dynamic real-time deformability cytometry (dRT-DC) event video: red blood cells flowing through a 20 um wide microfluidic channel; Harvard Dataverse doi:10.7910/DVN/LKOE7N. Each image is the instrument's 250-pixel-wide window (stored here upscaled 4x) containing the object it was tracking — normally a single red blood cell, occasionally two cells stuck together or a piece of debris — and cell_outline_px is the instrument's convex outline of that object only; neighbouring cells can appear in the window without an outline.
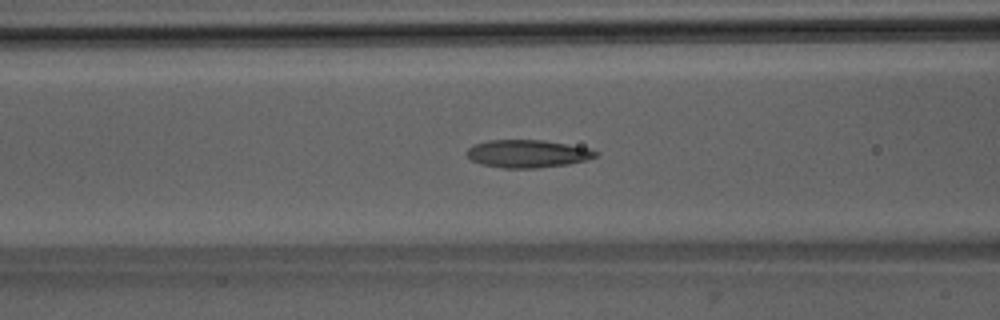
{"species": "Egyptian fruit bat (a non-hibernating species)", "species_latin": "Rousettus aegyptiacus", "temperature_condition": "room temperature", "stored_images_in_passage": 39, "camera_frame_rate_fps": 3000, "um_per_image_px": 0.085, "animal": {"sex": "male"}, "frame": {"image": 1, "passage_image": 8, "time_ms": 2.333, "image_size_px": [1000, 320], "cell_outline_px": [[600, 152], [596, 156], [588, 160], [568, 164], [536, 168], [504, 168], [480, 164], [472, 160], [464, 152], [472, 144], [488, 140], [544, 140], [592, 148]], "centroid_in_image_um": [44.86, 13.06], "position_along_channel_um": 121.7, "area_um2": 21.15}}
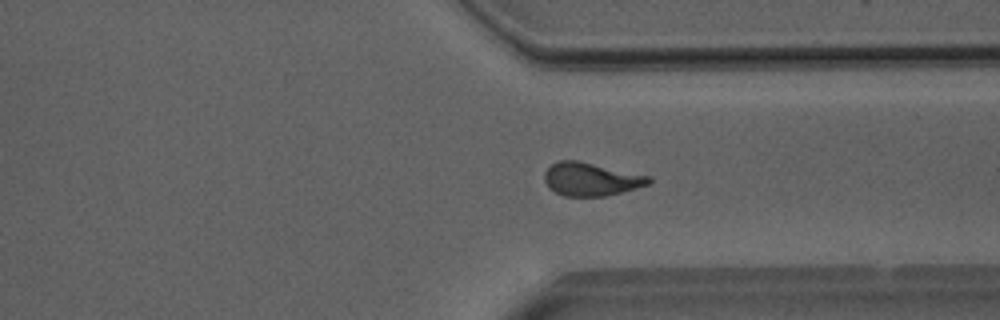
{"frame": {"image": 2, "passage_image": 26, "time_ms": 8.333, "image_size_px": [1000, 320], "cell_outline_px": [[652, 180], [648, 184], [636, 188], [604, 196], [564, 196], [548, 188], [544, 180], [544, 172], [552, 164], [560, 160], [576, 160], [652, 176]], "centroid_in_image_um": [50.22, 15.23], "position_along_channel_um": 361.2, "area_um2": 20.11}}
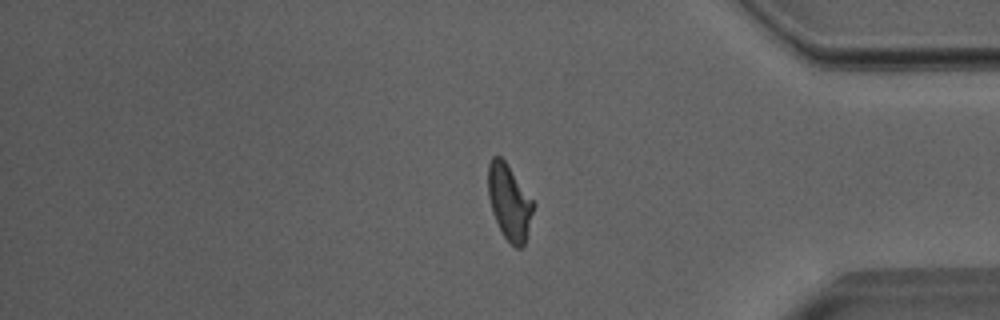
{"frame": {"image": 3, "passage_image": 30, "time_ms": 9.667, "image_size_px": [1000, 320], "cell_outline_px": [[536, 204], [524, 244], [520, 248], [516, 248], [504, 236], [492, 212], [488, 196], [488, 164], [492, 156], [500, 156], [504, 160]], "centroid_in_image_um": [43.29, 17.17], "position_along_channel_um": 391.9, "area_um2": 19.71}, "authors_computed_cell_mechanics": {"area_um2": 20.1722, "velocity_mm_per_s": 3.9919, "shape_relaxation_time_tau1_ms": 6.1055, "shape_relaxation_time_tau2_ms": 1.5411, "deformation_change_tau1": 0.2024, "deformation_change_tau2": 0.0958}}